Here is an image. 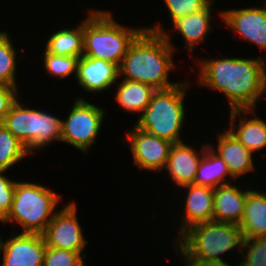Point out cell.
<instances>
[{
  "label": "cell",
  "instance_id": "obj_11",
  "mask_svg": "<svg viewBox=\"0 0 266 266\" xmlns=\"http://www.w3.org/2000/svg\"><path fill=\"white\" fill-rule=\"evenodd\" d=\"M0 235L1 266H43L46 243L41 234L14 233L11 238Z\"/></svg>",
  "mask_w": 266,
  "mask_h": 266
},
{
  "label": "cell",
  "instance_id": "obj_7",
  "mask_svg": "<svg viewBox=\"0 0 266 266\" xmlns=\"http://www.w3.org/2000/svg\"><path fill=\"white\" fill-rule=\"evenodd\" d=\"M92 103L88 102L84 96H77L73 107L69 109L68 116L62 119L61 126V142L75 147L86 155L97 142L96 139L102 130L107 112L104 107Z\"/></svg>",
  "mask_w": 266,
  "mask_h": 266
},
{
  "label": "cell",
  "instance_id": "obj_15",
  "mask_svg": "<svg viewBox=\"0 0 266 266\" xmlns=\"http://www.w3.org/2000/svg\"><path fill=\"white\" fill-rule=\"evenodd\" d=\"M216 134H218L216 137L217 146L215 147L212 142H209L208 146L223 159L235 181L256 170L255 159H253L256 154L241 144L228 129L225 128V131Z\"/></svg>",
  "mask_w": 266,
  "mask_h": 266
},
{
  "label": "cell",
  "instance_id": "obj_4",
  "mask_svg": "<svg viewBox=\"0 0 266 266\" xmlns=\"http://www.w3.org/2000/svg\"><path fill=\"white\" fill-rule=\"evenodd\" d=\"M183 80L176 86L157 90L134 126L171 143L183 142L181 131L186 124L185 96L192 84Z\"/></svg>",
  "mask_w": 266,
  "mask_h": 266
},
{
  "label": "cell",
  "instance_id": "obj_10",
  "mask_svg": "<svg viewBox=\"0 0 266 266\" xmlns=\"http://www.w3.org/2000/svg\"><path fill=\"white\" fill-rule=\"evenodd\" d=\"M266 1V0H265ZM265 6H266V2ZM230 8L218 11L220 20L226 28L234 31L242 40L256 44L266 51V7Z\"/></svg>",
  "mask_w": 266,
  "mask_h": 266
},
{
  "label": "cell",
  "instance_id": "obj_32",
  "mask_svg": "<svg viewBox=\"0 0 266 266\" xmlns=\"http://www.w3.org/2000/svg\"><path fill=\"white\" fill-rule=\"evenodd\" d=\"M19 89L0 82V123L10 111L11 106L20 97Z\"/></svg>",
  "mask_w": 266,
  "mask_h": 266
},
{
  "label": "cell",
  "instance_id": "obj_13",
  "mask_svg": "<svg viewBox=\"0 0 266 266\" xmlns=\"http://www.w3.org/2000/svg\"><path fill=\"white\" fill-rule=\"evenodd\" d=\"M208 142L201 143L200 149L196 151L193 146L183 142L172 144L169 156L166 161L163 171H165L172 180L176 188L194 182L197 169L200 164L205 149L208 147Z\"/></svg>",
  "mask_w": 266,
  "mask_h": 266
},
{
  "label": "cell",
  "instance_id": "obj_3",
  "mask_svg": "<svg viewBox=\"0 0 266 266\" xmlns=\"http://www.w3.org/2000/svg\"><path fill=\"white\" fill-rule=\"evenodd\" d=\"M87 14L83 19V56L120 66L130 44L145 27L120 24L109 10L91 8Z\"/></svg>",
  "mask_w": 266,
  "mask_h": 266
},
{
  "label": "cell",
  "instance_id": "obj_33",
  "mask_svg": "<svg viewBox=\"0 0 266 266\" xmlns=\"http://www.w3.org/2000/svg\"><path fill=\"white\" fill-rule=\"evenodd\" d=\"M173 249L176 250V254L179 253L180 259L183 258L184 260V266H231L230 263L226 260L224 261H201L198 260L190 255H188L175 241L172 242ZM175 247V248H174ZM182 257V258H181ZM237 266H240L239 264H236Z\"/></svg>",
  "mask_w": 266,
  "mask_h": 266
},
{
  "label": "cell",
  "instance_id": "obj_26",
  "mask_svg": "<svg viewBox=\"0 0 266 266\" xmlns=\"http://www.w3.org/2000/svg\"><path fill=\"white\" fill-rule=\"evenodd\" d=\"M62 119L47 110L38 109V151L45 149L54 141L61 143Z\"/></svg>",
  "mask_w": 266,
  "mask_h": 266
},
{
  "label": "cell",
  "instance_id": "obj_29",
  "mask_svg": "<svg viewBox=\"0 0 266 266\" xmlns=\"http://www.w3.org/2000/svg\"><path fill=\"white\" fill-rule=\"evenodd\" d=\"M86 253L46 247L43 266H85Z\"/></svg>",
  "mask_w": 266,
  "mask_h": 266
},
{
  "label": "cell",
  "instance_id": "obj_17",
  "mask_svg": "<svg viewBox=\"0 0 266 266\" xmlns=\"http://www.w3.org/2000/svg\"><path fill=\"white\" fill-rule=\"evenodd\" d=\"M229 112L230 121L227 129L235 138L253 154H258V151L261 152L264 148L266 149V121L256 117V110H234Z\"/></svg>",
  "mask_w": 266,
  "mask_h": 266
},
{
  "label": "cell",
  "instance_id": "obj_8",
  "mask_svg": "<svg viewBox=\"0 0 266 266\" xmlns=\"http://www.w3.org/2000/svg\"><path fill=\"white\" fill-rule=\"evenodd\" d=\"M77 209L73 200L58 209L42 234L46 247L84 253L89 242L84 237L83 228L77 218Z\"/></svg>",
  "mask_w": 266,
  "mask_h": 266
},
{
  "label": "cell",
  "instance_id": "obj_22",
  "mask_svg": "<svg viewBox=\"0 0 266 266\" xmlns=\"http://www.w3.org/2000/svg\"><path fill=\"white\" fill-rule=\"evenodd\" d=\"M234 180L223 159L208 146L200 159L193 183L215 189L220 185L235 182Z\"/></svg>",
  "mask_w": 266,
  "mask_h": 266
},
{
  "label": "cell",
  "instance_id": "obj_25",
  "mask_svg": "<svg viewBox=\"0 0 266 266\" xmlns=\"http://www.w3.org/2000/svg\"><path fill=\"white\" fill-rule=\"evenodd\" d=\"M6 31H0V82L19 88L17 76V51L13 43V37Z\"/></svg>",
  "mask_w": 266,
  "mask_h": 266
},
{
  "label": "cell",
  "instance_id": "obj_18",
  "mask_svg": "<svg viewBox=\"0 0 266 266\" xmlns=\"http://www.w3.org/2000/svg\"><path fill=\"white\" fill-rule=\"evenodd\" d=\"M235 184L241 182L220 185L214 189L213 221L236 225L241 223L247 193L252 186L249 185L248 189Z\"/></svg>",
  "mask_w": 266,
  "mask_h": 266
},
{
  "label": "cell",
  "instance_id": "obj_28",
  "mask_svg": "<svg viewBox=\"0 0 266 266\" xmlns=\"http://www.w3.org/2000/svg\"><path fill=\"white\" fill-rule=\"evenodd\" d=\"M240 266H266V237L243 238Z\"/></svg>",
  "mask_w": 266,
  "mask_h": 266
},
{
  "label": "cell",
  "instance_id": "obj_30",
  "mask_svg": "<svg viewBox=\"0 0 266 266\" xmlns=\"http://www.w3.org/2000/svg\"><path fill=\"white\" fill-rule=\"evenodd\" d=\"M212 0H163L172 23L179 17L204 9ZM215 1V0H214Z\"/></svg>",
  "mask_w": 266,
  "mask_h": 266
},
{
  "label": "cell",
  "instance_id": "obj_20",
  "mask_svg": "<svg viewBox=\"0 0 266 266\" xmlns=\"http://www.w3.org/2000/svg\"><path fill=\"white\" fill-rule=\"evenodd\" d=\"M263 191L252 188L247 193L239 224L243 238L266 237V189Z\"/></svg>",
  "mask_w": 266,
  "mask_h": 266
},
{
  "label": "cell",
  "instance_id": "obj_2",
  "mask_svg": "<svg viewBox=\"0 0 266 266\" xmlns=\"http://www.w3.org/2000/svg\"><path fill=\"white\" fill-rule=\"evenodd\" d=\"M160 22L145 26L130 44L119 66V79L140 82L156 90L169 89L179 82H171L175 70L174 53L177 46Z\"/></svg>",
  "mask_w": 266,
  "mask_h": 266
},
{
  "label": "cell",
  "instance_id": "obj_21",
  "mask_svg": "<svg viewBox=\"0 0 266 266\" xmlns=\"http://www.w3.org/2000/svg\"><path fill=\"white\" fill-rule=\"evenodd\" d=\"M115 88V102L123 111L141 114L151 102L153 94L157 91L154 87L124 79H119Z\"/></svg>",
  "mask_w": 266,
  "mask_h": 266
},
{
  "label": "cell",
  "instance_id": "obj_31",
  "mask_svg": "<svg viewBox=\"0 0 266 266\" xmlns=\"http://www.w3.org/2000/svg\"><path fill=\"white\" fill-rule=\"evenodd\" d=\"M5 174L6 172L0 171V222L10 211L16 184V180Z\"/></svg>",
  "mask_w": 266,
  "mask_h": 266
},
{
  "label": "cell",
  "instance_id": "obj_19",
  "mask_svg": "<svg viewBox=\"0 0 266 266\" xmlns=\"http://www.w3.org/2000/svg\"><path fill=\"white\" fill-rule=\"evenodd\" d=\"M213 4H216V2L212 0L204 9L179 17L171 23V26L173 25L172 31L183 37L188 56L192 55L195 51L194 48L202 43V41L204 43L209 33H211L210 31L214 30L211 22Z\"/></svg>",
  "mask_w": 266,
  "mask_h": 266
},
{
  "label": "cell",
  "instance_id": "obj_16",
  "mask_svg": "<svg viewBox=\"0 0 266 266\" xmlns=\"http://www.w3.org/2000/svg\"><path fill=\"white\" fill-rule=\"evenodd\" d=\"M21 101L23 100L19 97L11 106L2 124L21 141L32 156L38 151V109H31Z\"/></svg>",
  "mask_w": 266,
  "mask_h": 266
},
{
  "label": "cell",
  "instance_id": "obj_27",
  "mask_svg": "<svg viewBox=\"0 0 266 266\" xmlns=\"http://www.w3.org/2000/svg\"><path fill=\"white\" fill-rule=\"evenodd\" d=\"M42 58L44 62V70L50 77L56 79H66L73 75L76 77L77 74V64L80 57H72L65 55H55L43 50Z\"/></svg>",
  "mask_w": 266,
  "mask_h": 266
},
{
  "label": "cell",
  "instance_id": "obj_5",
  "mask_svg": "<svg viewBox=\"0 0 266 266\" xmlns=\"http://www.w3.org/2000/svg\"><path fill=\"white\" fill-rule=\"evenodd\" d=\"M61 196L42 184L16 181L10 211L0 223L20 225L18 233L42 235L63 200Z\"/></svg>",
  "mask_w": 266,
  "mask_h": 266
},
{
  "label": "cell",
  "instance_id": "obj_24",
  "mask_svg": "<svg viewBox=\"0 0 266 266\" xmlns=\"http://www.w3.org/2000/svg\"><path fill=\"white\" fill-rule=\"evenodd\" d=\"M29 156L21 141L0 123V171L8 172Z\"/></svg>",
  "mask_w": 266,
  "mask_h": 266
},
{
  "label": "cell",
  "instance_id": "obj_23",
  "mask_svg": "<svg viewBox=\"0 0 266 266\" xmlns=\"http://www.w3.org/2000/svg\"><path fill=\"white\" fill-rule=\"evenodd\" d=\"M45 51L55 55L83 56V20L74 28H62L52 32L47 38Z\"/></svg>",
  "mask_w": 266,
  "mask_h": 266
},
{
  "label": "cell",
  "instance_id": "obj_12",
  "mask_svg": "<svg viewBox=\"0 0 266 266\" xmlns=\"http://www.w3.org/2000/svg\"><path fill=\"white\" fill-rule=\"evenodd\" d=\"M185 189L186 195H183V214L180 213L177 227L178 233H176L177 238L188 228L193 225L205 223L208 221H213V208H214V189L196 185L194 183L184 185L180 187Z\"/></svg>",
  "mask_w": 266,
  "mask_h": 266
},
{
  "label": "cell",
  "instance_id": "obj_1",
  "mask_svg": "<svg viewBox=\"0 0 266 266\" xmlns=\"http://www.w3.org/2000/svg\"><path fill=\"white\" fill-rule=\"evenodd\" d=\"M218 56L217 59H197V86L222 93L230 111L256 110L257 102L266 93V57Z\"/></svg>",
  "mask_w": 266,
  "mask_h": 266
},
{
  "label": "cell",
  "instance_id": "obj_9",
  "mask_svg": "<svg viewBox=\"0 0 266 266\" xmlns=\"http://www.w3.org/2000/svg\"><path fill=\"white\" fill-rule=\"evenodd\" d=\"M125 134L123 139L133 155V165L142 171L163 172L173 143L140 130L134 125Z\"/></svg>",
  "mask_w": 266,
  "mask_h": 266
},
{
  "label": "cell",
  "instance_id": "obj_6",
  "mask_svg": "<svg viewBox=\"0 0 266 266\" xmlns=\"http://www.w3.org/2000/svg\"><path fill=\"white\" fill-rule=\"evenodd\" d=\"M174 241L198 260L224 261L223 255L227 252L241 250L243 236L239 225L208 221L191 226Z\"/></svg>",
  "mask_w": 266,
  "mask_h": 266
},
{
  "label": "cell",
  "instance_id": "obj_14",
  "mask_svg": "<svg viewBox=\"0 0 266 266\" xmlns=\"http://www.w3.org/2000/svg\"><path fill=\"white\" fill-rule=\"evenodd\" d=\"M85 92L101 94L113 88L119 80V66L102 59L82 56L78 60L75 77Z\"/></svg>",
  "mask_w": 266,
  "mask_h": 266
}]
</instances>
